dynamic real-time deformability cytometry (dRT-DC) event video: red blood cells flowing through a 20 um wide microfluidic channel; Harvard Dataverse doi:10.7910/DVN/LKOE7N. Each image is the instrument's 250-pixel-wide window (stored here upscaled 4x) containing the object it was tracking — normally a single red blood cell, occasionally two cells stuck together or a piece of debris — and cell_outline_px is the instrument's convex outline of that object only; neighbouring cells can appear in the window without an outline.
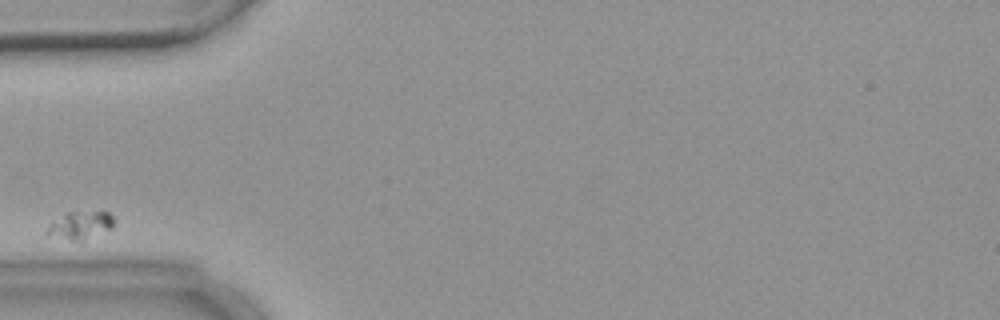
{"species": "common noctule bat (a hibernating species)", "species_latin": "Nyctalus noctula", "temperature_condition": "warm", "stored_images_in_passage": 4, "camera_frame_rate_fps": 3000, "um_per_image_px": 0.085, "animal": {"sex": "female", "body_mass_g": 18.4}, "frame": {"image": 1, "passage_image": 1, "time_ms": 0.0, "image_size_px": [1000, 320], "cell_outline_px": [[116, 224], [112, 228], [80, 244], [48, 236], [44, 232], [52, 224], [68, 212], [108, 212], [116, 220]], "centroid_in_image_um": [6.88, 19.23], "position_along_channel_um": 78.1, "area_um2": 11.21}}
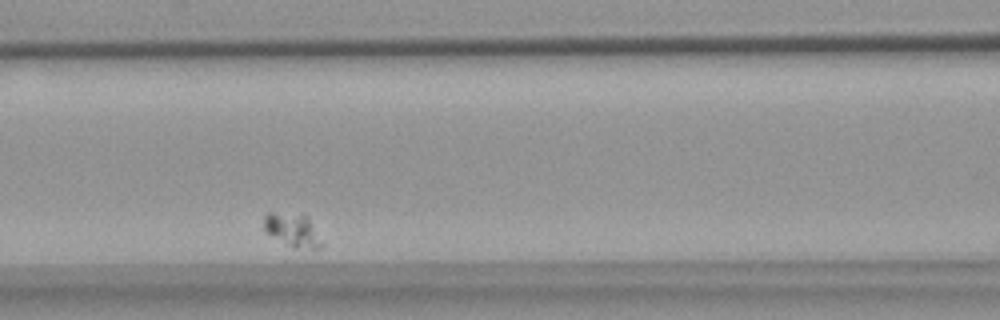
{"frame": {"image": 2, "passage_image": 3, "time_ms": 2.333, "image_size_px": [1000, 320], "cell_outline_px": [[324, 244], [320, 248], [312, 248], [288, 244], [264, 232], [264, 216], [268, 212], [304, 212], [308, 216]], "centroid_in_image_um": [24.87, 19.46], "position_along_channel_um": 141.7, "area_um2": 11.27}}